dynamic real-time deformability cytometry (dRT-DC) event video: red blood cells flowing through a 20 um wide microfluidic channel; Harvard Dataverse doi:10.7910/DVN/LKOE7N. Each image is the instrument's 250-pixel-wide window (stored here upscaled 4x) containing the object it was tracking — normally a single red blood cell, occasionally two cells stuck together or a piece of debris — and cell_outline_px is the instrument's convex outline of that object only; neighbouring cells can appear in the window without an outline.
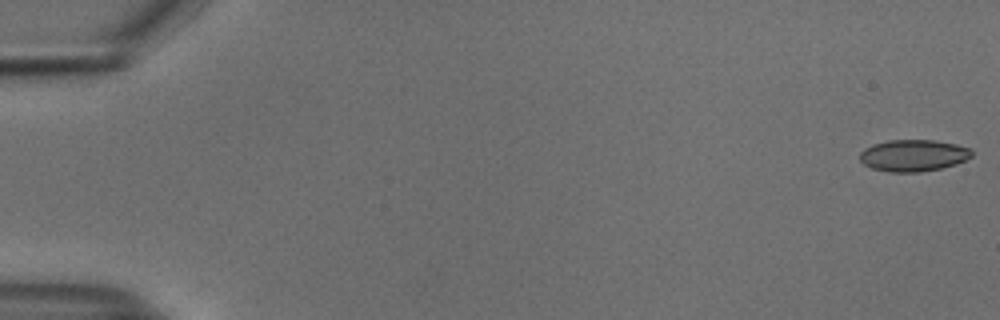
{"species": "common noctule bat (a hibernating species)", "species_latin": "Nyctalus noctula", "temperature_condition": "cold", "stored_images_in_passage": 54, "camera_frame_rate_fps": 3000, "um_per_image_px": 0.085, "animal": {"sex": "male", "body_mass_g": 18.8}, "frame": {"image": 1, "passage_image": 1, "time_ms": 0.0, "image_size_px": [1000, 320], "cell_outline_px": [[972, 156], [956, 164], [940, 168], [920, 172], [888, 172], [872, 168], [864, 164], [860, 160], [860, 152], [864, 148], [872, 144], [888, 140], [936, 140], [956, 144], [972, 148]], "centroid_in_image_um": [77.63, 13.2], "position_along_channel_um": 7.4, "area_um2": 20.81}}
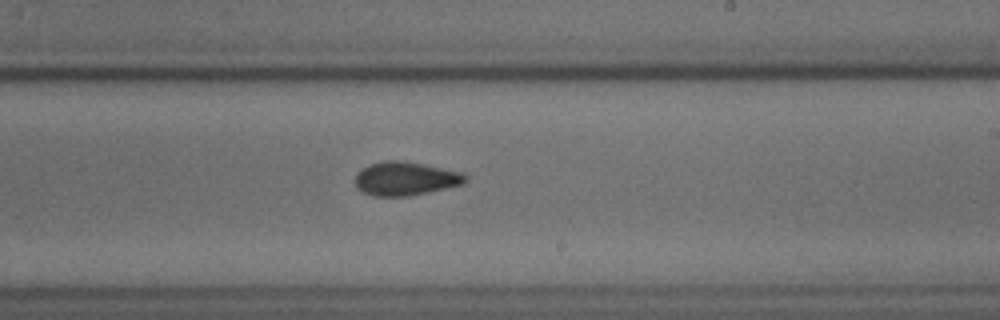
{"frame": {"image": 2, "passage_image": 33, "time_ms": 10.667, "image_size_px": [1000, 320], "cell_outline_px": [[468, 180], [464, 184], [428, 192], [408, 196], [372, 196], [356, 188], [356, 172], [368, 164], [384, 160], [404, 160], [464, 172], [468, 176]], "centroid_in_image_um": [34.48, 15.17], "position_along_channel_um": 254.5, "area_um2": 21.96}}
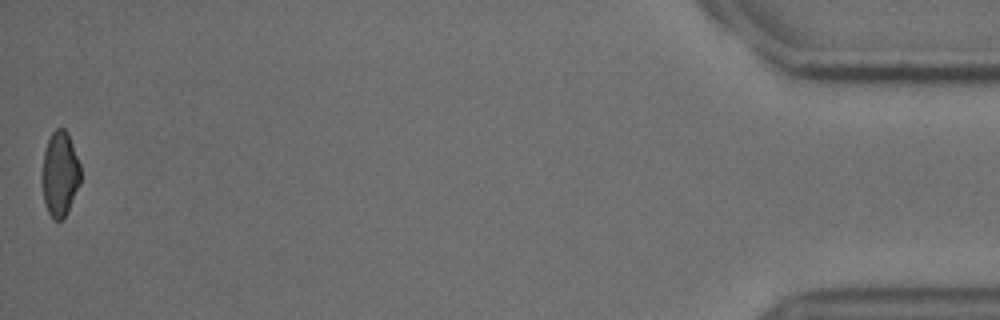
{"frame": {"image": 3, "passage_image": 54, "time_ms": 17.667, "image_size_px": [1000, 320], "cell_outline_px": [[80, 184], [64, 216], [60, 220], [52, 220], [48, 212], [44, 200], [40, 176], [44, 152], [48, 140], [52, 132], [56, 128], [64, 128], [68, 132], [80, 164]], "centroid_in_image_um": [5.07, 14.76], "position_along_channel_um": 430.1, "area_um2": 19.13}, "authors_computed_cell_mechanics": {"area_um2": 20.9525, "velocity_mm_per_s": 3.7684, "shape_relaxation_time_tau1_ms": 4.1435, "shape_relaxation_time_tau2_ms": 2.3449, "deformation_change_tau1": 0.0999, "deformation_change_tau2": 0.0684}}